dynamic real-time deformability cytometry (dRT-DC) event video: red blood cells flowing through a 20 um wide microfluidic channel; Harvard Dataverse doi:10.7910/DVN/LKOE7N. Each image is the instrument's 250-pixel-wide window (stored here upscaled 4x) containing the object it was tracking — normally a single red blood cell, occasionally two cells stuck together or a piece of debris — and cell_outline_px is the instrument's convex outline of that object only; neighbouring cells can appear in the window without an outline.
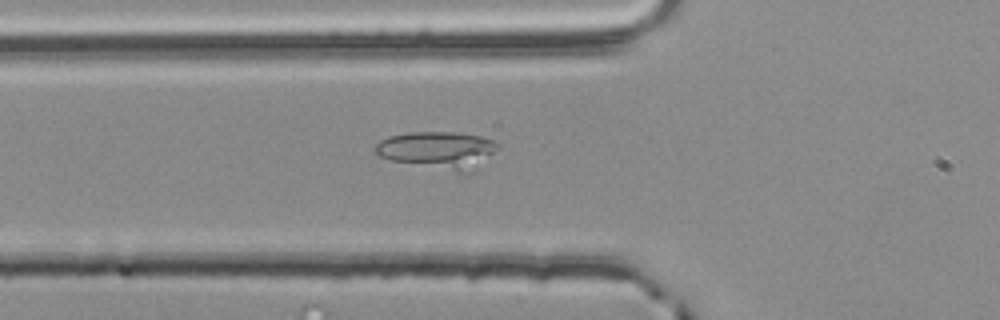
{"species": "common noctule bat (a hibernating species)", "species_latin": "Nyctalus noctula", "temperature_condition": "room temperature", "stored_images_in_passage": 37, "camera_frame_rate_fps": 3000, "um_per_image_px": 0.085, "animal": {"sex": "male", "body_mass_g": 20.4}, "frame": {"image": 1, "passage_image": 2, "time_ms": 0.333, "image_size_px": [1000, 320], "cell_outline_px": [[500, 148], [468, 176], [464, 176], [392, 160], [380, 156], [372, 152], [372, 148], [380, 140], [388, 136], [408, 132], [456, 132], [480, 136], [492, 140], [500, 144]], "centroid_in_image_um": [37.26, 12.8], "position_along_channel_um": 88.5, "area_um2": 27.69}}
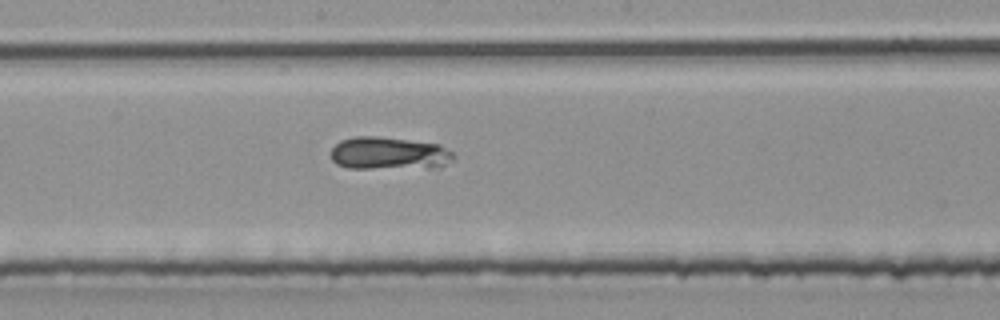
{"frame": {"image": 2, "passage_image": 12, "time_ms": 3.667, "image_size_px": [1000, 320], "cell_outline_px": [[456, 160], [440, 168], [348, 168], [336, 164], [332, 160], [332, 148], [340, 140], [356, 136], [376, 136], [440, 144], [452, 152], [456, 156]], "centroid_in_image_um": [33.13, 13.05], "position_along_channel_um": 215.1, "area_um2": 23.76}}
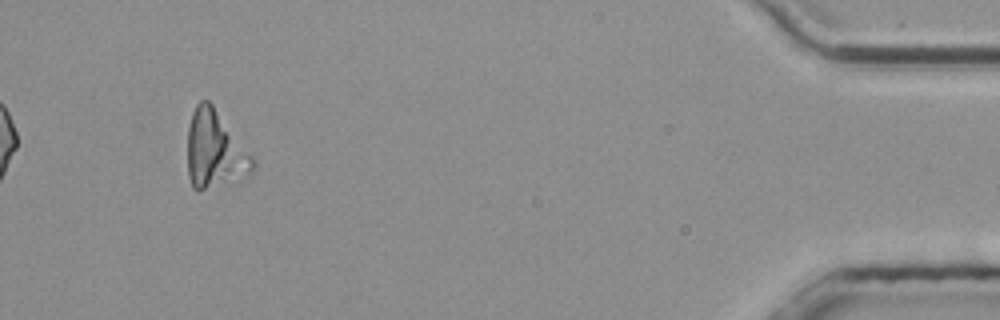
{"frame": {"image": 3, "passage_image": 34, "time_ms": 11.0, "image_size_px": [1000, 320], "cell_outline_px": [[256, 164], [248, 176], [204, 188], [192, 188], [188, 176], [188, 128], [192, 112], [196, 104], [200, 100], [208, 100], [212, 104], [256, 160]], "centroid_in_image_um": [18.26, 12.7], "position_along_channel_um": 416.9, "area_um2": 29.02}}